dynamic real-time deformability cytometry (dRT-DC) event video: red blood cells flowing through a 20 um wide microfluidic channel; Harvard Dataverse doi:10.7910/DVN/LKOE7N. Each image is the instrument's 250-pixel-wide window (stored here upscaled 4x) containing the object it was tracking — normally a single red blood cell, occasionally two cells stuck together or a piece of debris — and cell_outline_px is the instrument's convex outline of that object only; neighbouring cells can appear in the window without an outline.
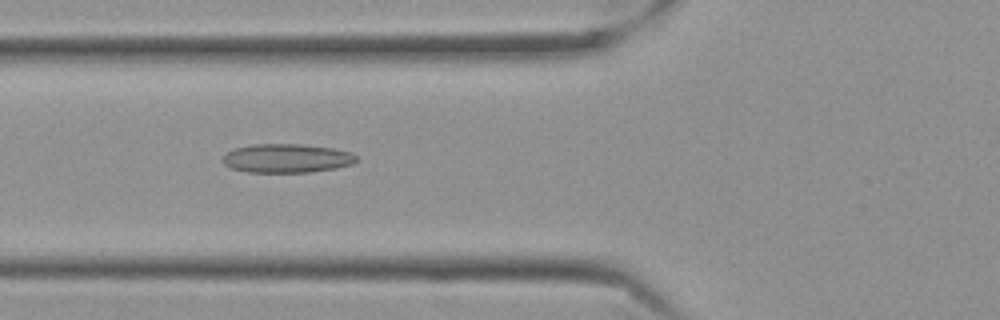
{"species": "Egyptian fruit bat (a non-hibernating species)", "species_latin": "Rousettus aegyptiacus", "temperature_condition": "cold", "stored_images_in_passage": 45, "camera_frame_rate_fps": 3000, "um_per_image_px": 0.085, "frame": {"image": 1, "passage_image": 13, "time_ms": 4.0, "image_size_px": [1000, 320], "cell_outline_px": [[356, 160], [352, 164], [336, 168], [308, 172], [248, 172], [232, 168], [224, 164], [220, 160], [228, 152], [236, 148], [252, 144], [300, 144], [332, 148], [352, 152], [356, 156]], "centroid_in_image_um": [24.37, 13.45], "position_along_channel_um": 101.4, "area_um2": 22.37}}
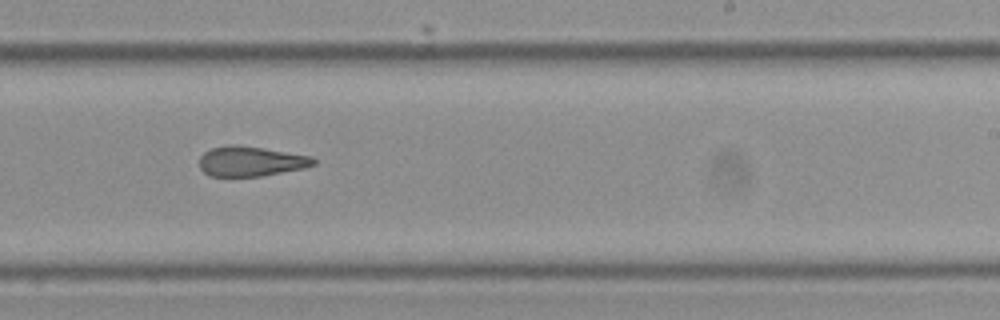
{"frame": {"image": 2, "passage_image": 27, "time_ms": 8.667, "image_size_px": [1000, 320], "cell_outline_px": [[316, 164], [304, 168], [260, 176], [208, 176], [200, 168], [200, 156], [204, 152], [212, 148], [228, 144], [236, 144], [264, 148], [312, 156], [316, 160]], "centroid_in_image_um": [21.31, 13.7], "position_along_channel_um": 267.7, "area_um2": 20.0}}
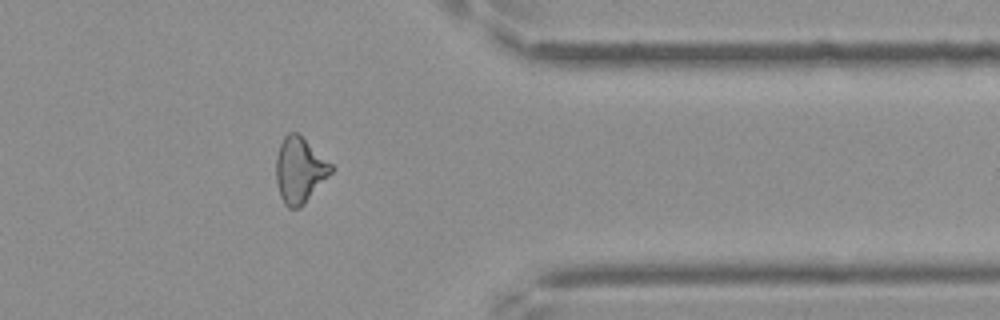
{"frame": {"image": 3, "passage_image": 38, "time_ms": 12.333, "image_size_px": [1000, 320], "cell_outline_px": [[332, 172], [304, 204], [300, 208], [288, 208], [284, 204], [280, 196], [276, 180], [276, 156], [280, 144], [284, 136], [288, 132], [296, 132], [332, 164]], "centroid_in_image_um": [25.44, 14.47], "position_along_channel_um": 386.0, "area_um2": 20.81}, "authors_computed_cell_mechanics": {"area_um2": 21.0392, "velocity_mm_per_s": 3.548, "shape_relaxation_time_tau1_ms": null, "shape_relaxation_time_tau2_ms": 4.8817, "deformation_change_tau1": null, "deformation_change_tau2": 0.1443}}